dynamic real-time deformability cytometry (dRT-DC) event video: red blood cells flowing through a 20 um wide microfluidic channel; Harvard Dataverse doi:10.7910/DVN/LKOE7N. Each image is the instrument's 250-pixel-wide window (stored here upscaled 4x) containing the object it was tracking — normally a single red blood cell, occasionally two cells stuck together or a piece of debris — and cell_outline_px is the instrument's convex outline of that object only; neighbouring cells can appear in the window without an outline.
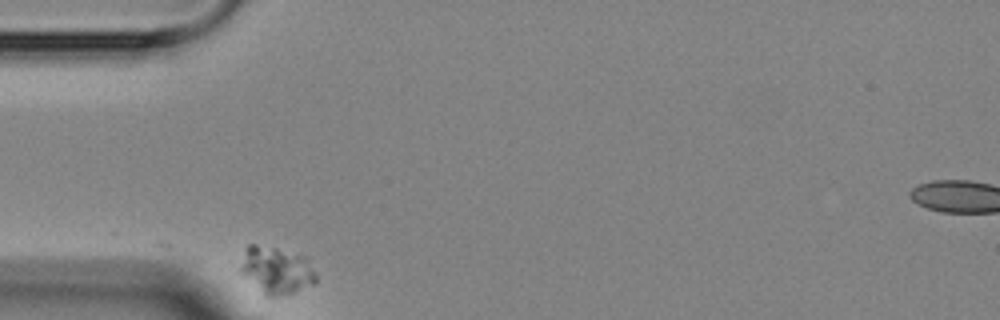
{"species": "Egyptian fruit bat (a non-hibernating species)", "species_latin": "Rousettus aegyptiacus", "temperature_condition": "room temperature", "stored_images_in_passage": 10, "camera_frame_rate_fps": 3000, "um_per_image_px": 0.085, "animal": {"sex": "female"}, "frame": {"image": 1, "passage_image": 1, "time_ms": 0.0, "image_size_px": [1000, 320], "cell_outline_px": [[316, 284], [280, 296], [264, 296], [240, 272], [240, 268], [244, 248], [248, 244], [256, 244], [276, 248], [304, 256], [308, 260], [316, 276]], "centroid_in_image_um": [23.46, 22.97], "position_along_channel_um": 61.5, "area_um2": 20.75}}
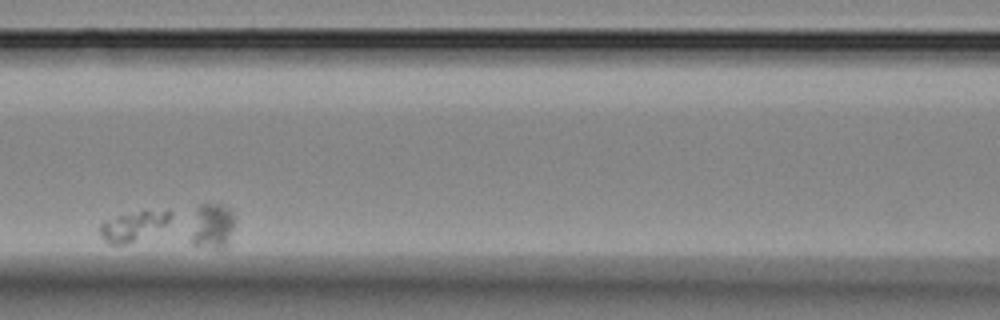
{"frame": {"image": 2, "passage_image": 4, "time_ms": 3.667, "image_size_px": [1000, 320], "cell_outline_px": [[172, 216], [164, 224], [124, 244], [108, 244], [100, 236], [100, 224], [104, 220], [116, 216], [140, 212], [168, 208], [172, 212]], "centroid_in_image_um": [11.26, 19.17], "position_along_channel_um": 155.3, "area_um2": 11.44}}
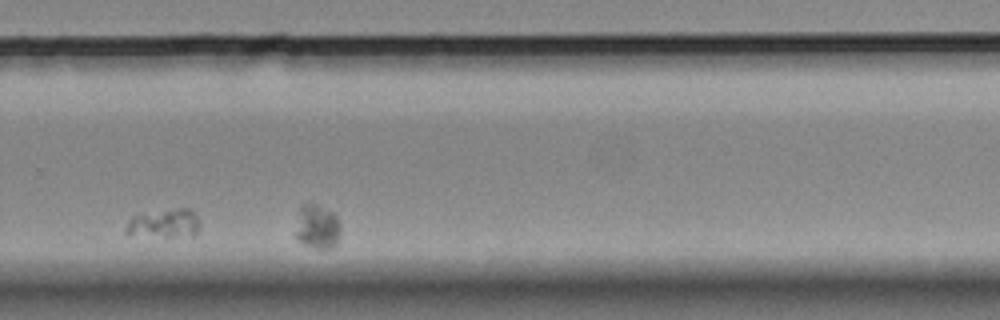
{"frame": {"image": 3, "passage_image": 9, "time_ms": 9.333, "image_size_px": [1000, 320], "cell_outline_px": [[196, 232], [192, 236], [128, 236], [124, 232], [124, 228], [128, 220], [132, 216], [176, 208], [192, 208], [196, 216]], "centroid_in_image_um": [13.86, 19.0], "position_along_channel_um": 315.9, "area_um2": 12.31}}